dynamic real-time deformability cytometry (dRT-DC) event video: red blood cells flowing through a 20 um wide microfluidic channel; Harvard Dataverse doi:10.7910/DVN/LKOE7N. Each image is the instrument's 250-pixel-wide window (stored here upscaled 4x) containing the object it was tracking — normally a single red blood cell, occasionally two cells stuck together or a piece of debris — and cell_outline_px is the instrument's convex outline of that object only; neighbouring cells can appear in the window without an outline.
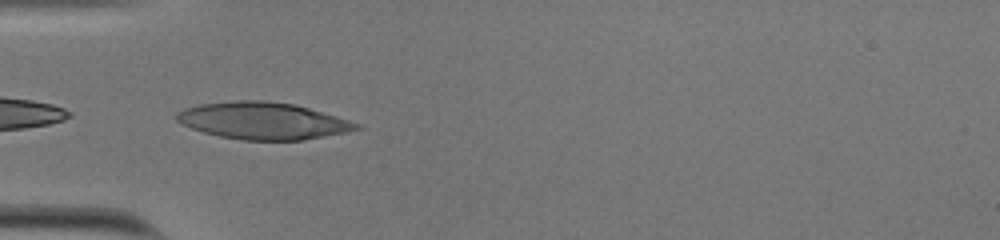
{"species": "human", "species_latin": "Homo sapiens", "temperature_condition": "cold", "stored_images_in_passage": 37, "camera_frame_rate_fps": 3000, "um_per_image_px": 0.085, "donor": {"sex": "male"}, "frame": {"image": 1, "passage_image": 1, "time_ms": 0.0, "image_size_px": [1000, 240], "cell_outline_px": [[364, 128], [348, 132], [304, 140], [244, 140], [220, 136], [204, 132], [192, 128], [176, 120], [176, 112], [184, 108], [200, 104], [236, 100], [264, 100], [296, 104], [348, 120], [360, 124]], "centroid_in_image_um": [22.37, 10.26], "position_along_channel_um": 62.6, "area_um2": 38.73}}
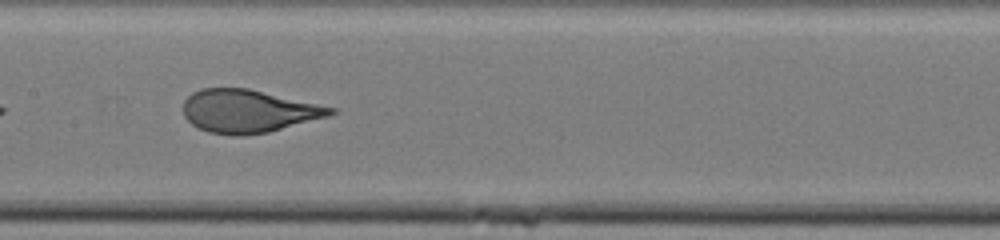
{"frame": {"image": 2, "passage_image": 11, "time_ms": 3.333, "image_size_px": [1000, 240], "cell_outline_px": [[336, 112], [328, 116], [268, 132], [240, 136], [236, 136], [208, 132], [196, 128], [184, 116], [184, 100], [192, 92], [200, 88], [248, 88], [336, 108]], "centroid_in_image_um": [21.07, 9.44], "position_along_channel_um": 186.3, "area_um2": 36.76}}
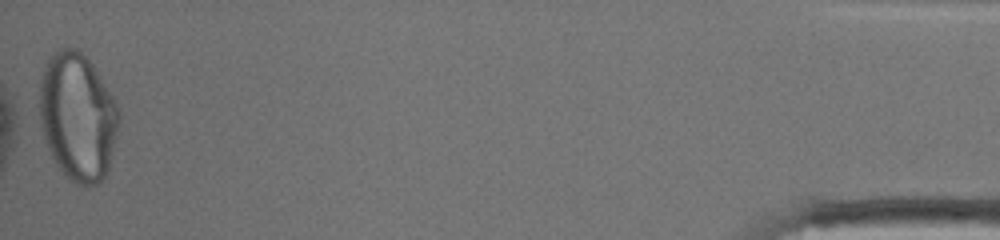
{"frame": {"image": 3, "passage_image": 37, "time_ms": 12.0, "image_size_px": [1000, 240], "cell_outline_px": [[120, 116], [108, 172], [104, 180], [96, 184], [76, 184], [56, 164], [44, 140], [40, 124], [40, 84], [44, 68], [48, 60], [60, 48], [76, 48], [92, 64], [120, 108]], "centroid_in_image_um": [6.61, 9.93], "position_along_channel_um": 428.6, "area_um2": 58.67}, "authors_computed_cell_mechanics": {"area_um2": 37.7434, "velocity_mm_per_s": 3.7946, "shape_relaxation_time_tau1_ms": 6.0787, "shape_relaxation_time_tau2_ms": null, "deformation_change_tau1": 0.2645, "deformation_change_tau2": null}}